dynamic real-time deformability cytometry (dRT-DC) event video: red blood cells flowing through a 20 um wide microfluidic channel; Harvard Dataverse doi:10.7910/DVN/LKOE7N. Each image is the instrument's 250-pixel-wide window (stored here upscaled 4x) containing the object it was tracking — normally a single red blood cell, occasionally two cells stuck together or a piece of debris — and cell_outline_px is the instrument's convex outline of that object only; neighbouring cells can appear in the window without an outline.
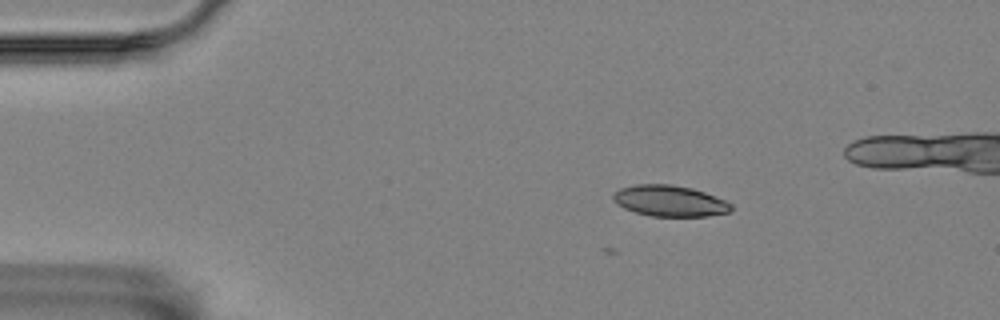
{"species": "Egyptian fruit bat (a non-hibernating species)", "species_latin": "Rousettus aegyptiacus", "temperature_condition": "room temperature", "stored_images_in_passage": 2, "camera_frame_rate_fps": 3000, "um_per_image_px": 0.085, "animal": {"sex": "female"}, "frame": {"image": 1, "passage_image": 1, "time_ms": 0.0, "image_size_px": [1000, 320], "cell_outline_px": [[732, 208], [728, 212], [708, 216], [652, 216], [636, 212], [624, 208], [616, 204], [612, 200], [612, 196], [620, 188], [636, 184], [672, 184], [692, 188], [704, 192], [724, 200], [732, 204]], "centroid_in_image_um": [56.9, 17.07], "position_along_channel_um": 28.1, "area_um2": 21.27}}